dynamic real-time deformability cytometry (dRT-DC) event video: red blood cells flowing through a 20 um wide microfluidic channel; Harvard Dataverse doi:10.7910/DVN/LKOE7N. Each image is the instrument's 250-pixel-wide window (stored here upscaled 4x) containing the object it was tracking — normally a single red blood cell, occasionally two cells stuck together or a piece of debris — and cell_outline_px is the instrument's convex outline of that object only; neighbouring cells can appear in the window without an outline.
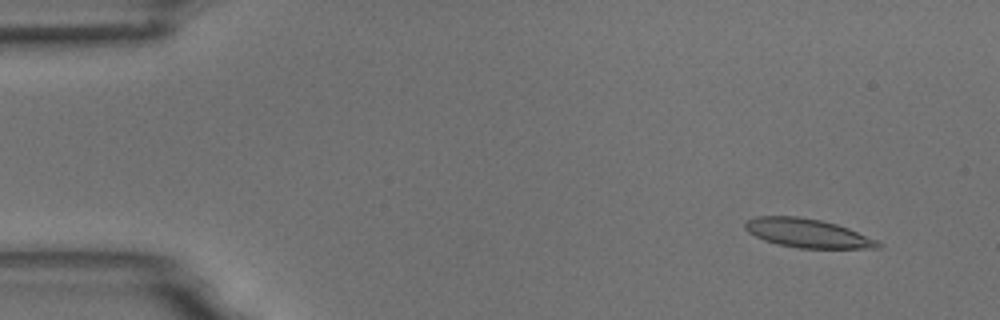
{"species": "common noctule bat (a hibernating species)", "species_latin": "Nyctalus noctula", "temperature_condition": "room temperature", "stored_images_in_passage": 5, "camera_frame_rate_fps": 3000, "um_per_image_px": 0.085, "animal": {"sex": "male", "body_mass_g": 18.8}, "frame": {"image": 1, "passage_image": 2, "time_ms": 1.0, "image_size_px": [1000, 320], "cell_outline_px": [[884, 244], [880, 248], [800, 248], [776, 244], [764, 240], [748, 232], [744, 228], [744, 224], [748, 220], [756, 216], [796, 216], [820, 220], [836, 224], [848, 228], [876, 240]], "centroid_in_image_um": [68.62, 19.82], "position_along_channel_um": 16.4, "area_um2": 22.2}}
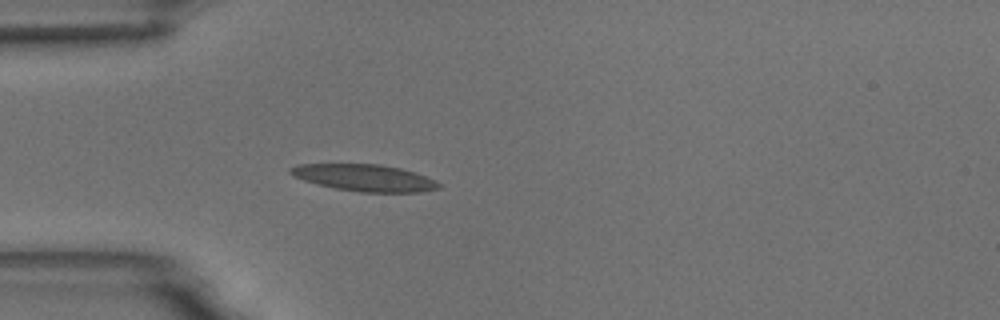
{"frame": {"image": 2, "passage_image": 5, "time_ms": 4.667, "image_size_px": [1000, 320], "cell_outline_px": [[440, 188], [420, 192], [360, 192], [336, 188], [304, 180], [292, 176], [288, 172], [288, 168], [296, 164], [380, 164], [400, 168], [436, 180], [440, 184]], "centroid_in_image_um": [30.95, 15.1], "position_along_channel_um": 54.0, "area_um2": 23.0}}